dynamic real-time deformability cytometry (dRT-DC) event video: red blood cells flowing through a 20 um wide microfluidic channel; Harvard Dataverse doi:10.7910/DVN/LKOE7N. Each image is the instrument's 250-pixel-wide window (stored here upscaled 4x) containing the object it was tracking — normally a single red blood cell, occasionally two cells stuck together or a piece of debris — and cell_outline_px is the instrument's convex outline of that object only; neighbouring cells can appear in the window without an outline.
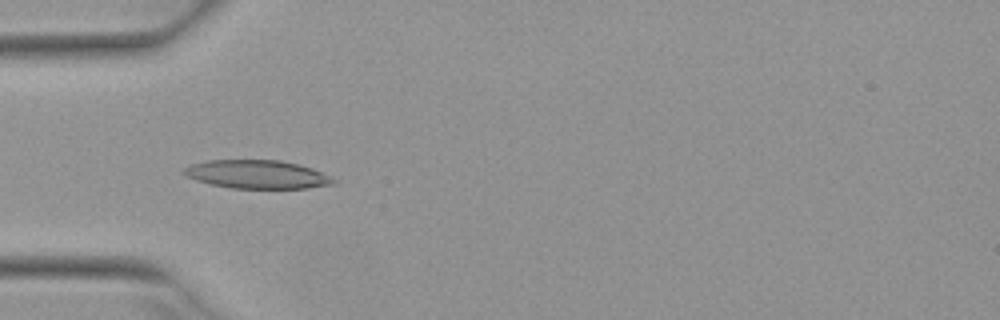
{"species": "Egyptian fruit bat (a non-hibernating species)", "species_latin": "Rousettus aegyptiacus", "temperature_condition": "warm", "stored_images_in_passage": 43, "camera_frame_rate_fps": 3000, "um_per_image_px": 0.085, "animal": {"sex": "female"}, "frame": {"image": 1, "passage_image": 7, "time_ms": 2.0, "image_size_px": [1000, 320], "cell_outline_px": [[336, 180], [332, 184], [308, 188], [232, 188], [208, 184], [196, 180], [180, 172], [184, 168], [192, 164], [208, 160], [280, 160], [300, 164], [312, 168]], "centroid_in_image_um": [21.82, 14.82], "position_along_channel_um": 63.2, "area_um2": 24.68}}
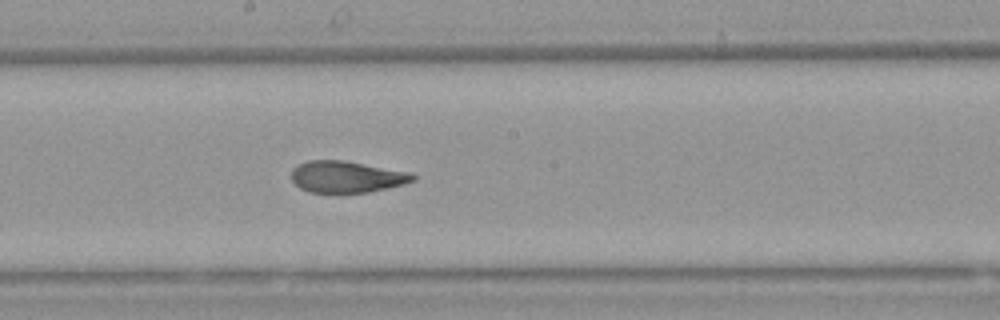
{"frame": {"image": 2, "passage_image": 19, "time_ms": 6.0, "image_size_px": [1000, 320], "cell_outline_px": [[416, 180], [404, 184], [368, 192], [332, 196], [308, 192], [300, 188], [292, 180], [292, 168], [308, 160], [344, 160], [412, 172], [416, 176]], "centroid_in_image_um": [29.46, 15.07], "position_along_channel_um": 218.7, "area_um2": 23.24}}
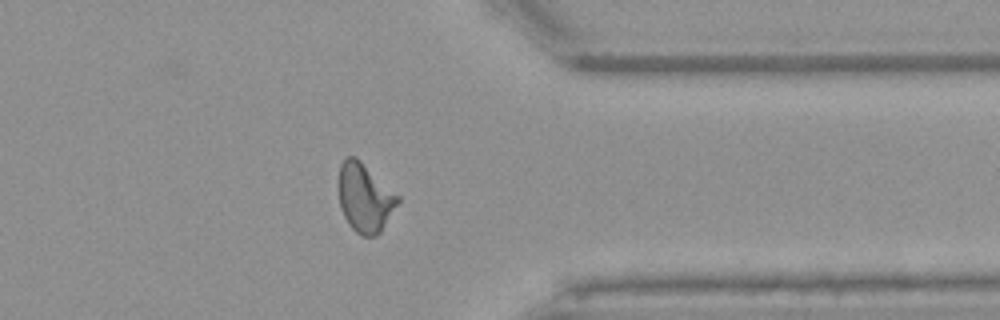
{"frame": {"image": 3, "passage_image": 32, "time_ms": 10.333, "image_size_px": [1000, 320], "cell_outline_px": [[400, 200], [380, 232], [376, 236], [360, 236], [348, 224], [340, 208], [336, 184], [336, 180], [340, 164], [348, 156], [356, 156], [400, 196]], "centroid_in_image_um": [30.96, 16.78], "position_along_channel_um": 380.4, "area_um2": 24.16}, "authors_computed_cell_mechanics": {"area_um2": 23.12, "velocity_mm_per_s": 3.924, "shape_relaxation_time_tau1_ms": 5.4024, "shape_relaxation_time_tau2_ms": 1.6538, "deformation_change_tau1": 0.1801, "deformation_change_tau2": 0.0955}}